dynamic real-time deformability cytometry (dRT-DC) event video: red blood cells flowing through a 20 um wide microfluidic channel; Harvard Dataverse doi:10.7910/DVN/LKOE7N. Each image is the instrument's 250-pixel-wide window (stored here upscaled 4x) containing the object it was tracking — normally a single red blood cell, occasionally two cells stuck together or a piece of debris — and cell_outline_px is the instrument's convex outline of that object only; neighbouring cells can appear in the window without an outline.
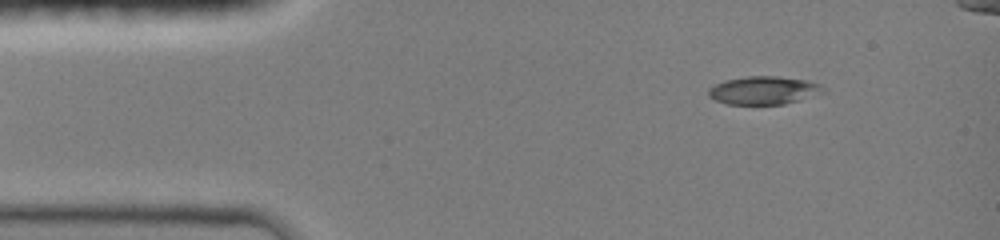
{"species": "common noctule bat (a hibernating species)", "species_latin": "Nyctalus noctula", "temperature_condition": "room temperature", "stored_images_in_passage": 12, "camera_frame_rate_fps": 3000, "um_per_image_px": 0.085, "animal": {"sex": "female", "body_mass_g": 19.0, "forearm_length_mm": 51.5}, "frame": {"image": 1, "passage_image": 1, "time_ms": 0.0, "image_size_px": [1000, 240], "cell_outline_px": [[824, 92], [800, 100], [784, 104], [728, 104], [716, 100], [708, 96], [708, 88], [724, 80], [748, 76], [776, 76], [808, 80], [820, 84]], "centroid_in_image_um": [64.9, 7.67], "position_along_channel_um": 20.1, "area_um2": 18.73}}
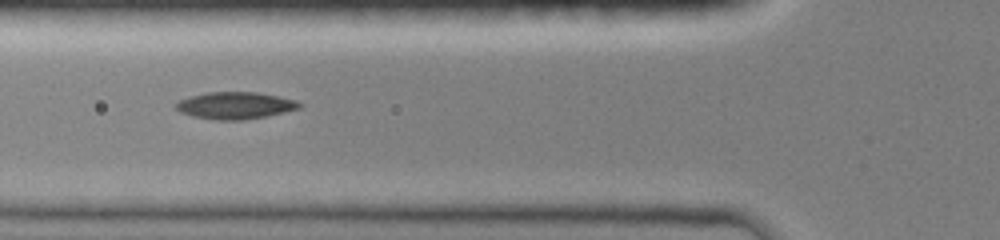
{"frame": {"image": 2, "passage_image": 8, "time_ms": 3.667, "image_size_px": [1000, 240], "cell_outline_px": [[304, 104], [300, 108], [264, 116], [244, 120], [216, 120], [192, 116], [180, 112], [176, 108], [176, 104], [180, 100], [192, 96], [208, 92], [256, 92], [296, 100]], "centroid_in_image_um": [20.0, 8.97], "position_along_channel_um": 105.8, "area_um2": 19.19}}
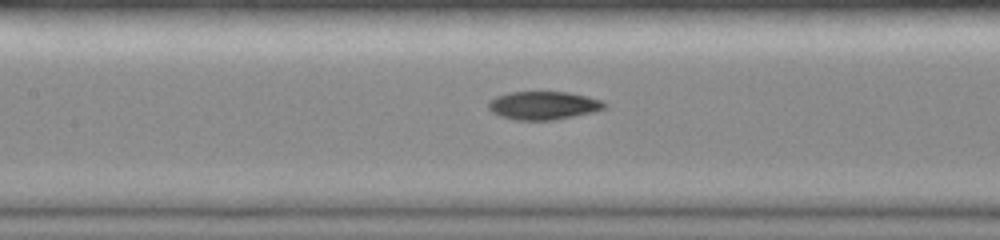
{"frame": {"image": 3, "passage_image": 11, "time_ms": 5.0, "image_size_px": [1000, 240], "cell_outline_px": [[608, 104], [604, 108], [592, 112], [552, 120], [516, 120], [500, 116], [492, 112], [488, 108], [488, 100], [496, 96], [512, 92], [568, 92], [588, 96], [604, 100]], "centroid_in_image_um": [46.19, 8.95], "position_along_channel_um": 161.2, "area_um2": 19.13}}